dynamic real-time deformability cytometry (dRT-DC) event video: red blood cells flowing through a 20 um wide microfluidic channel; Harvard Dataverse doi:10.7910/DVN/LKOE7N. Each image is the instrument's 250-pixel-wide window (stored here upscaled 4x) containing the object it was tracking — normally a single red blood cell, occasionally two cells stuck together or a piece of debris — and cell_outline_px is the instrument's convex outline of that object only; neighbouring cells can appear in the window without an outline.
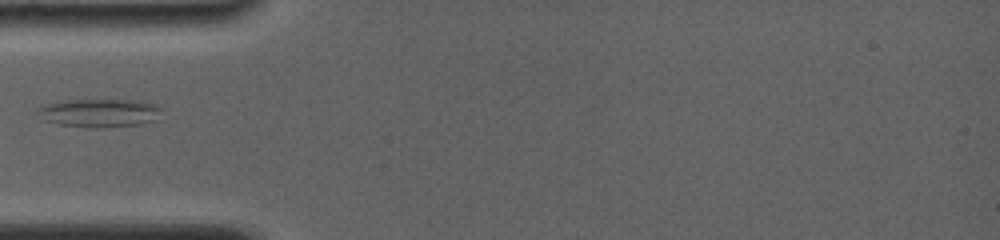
{"species": "common noctule bat (a hibernating species)", "species_latin": "Nyctalus noctula", "temperature_condition": "room temperature", "stored_images_in_passage": 1, "camera_frame_rate_fps": 4000, "um_per_image_px": 0.085, "animal": {"sex": "female", "body_mass_g": 19.0, "forearm_length_mm": 56.7}, "frame": {"image": 1, "passage_image": 1, "time_ms": 0.0, "image_size_px": [1000, 240], "cell_outline_px": [[164, 108], [156, 120], [140, 124], [96, 128], [84, 128], [60, 124], [44, 120], [36, 112], [36, 108], [44, 104], [60, 100], [144, 100], [156, 104]], "centroid_in_image_um": [8.46, 9.59], "position_along_channel_um": 76.5, "area_um2": 20.92}}